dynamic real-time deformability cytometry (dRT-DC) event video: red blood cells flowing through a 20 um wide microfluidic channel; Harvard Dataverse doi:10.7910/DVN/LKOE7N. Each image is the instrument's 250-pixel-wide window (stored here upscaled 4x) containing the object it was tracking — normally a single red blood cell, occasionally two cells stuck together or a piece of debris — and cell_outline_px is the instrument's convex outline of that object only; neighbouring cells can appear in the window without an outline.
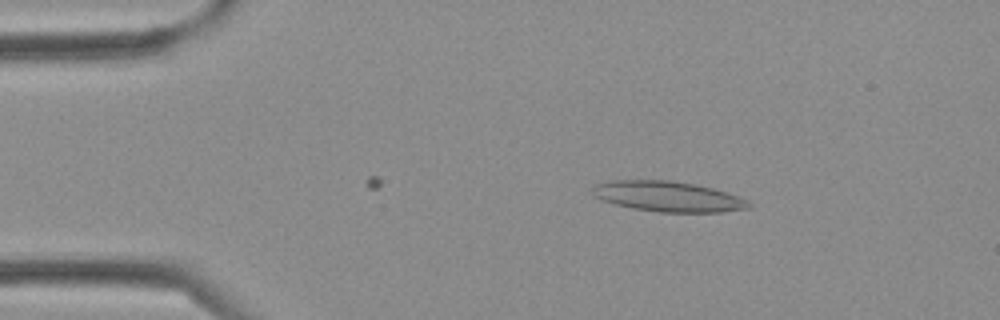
{"species": "Egyptian fruit bat (a non-hibernating species)", "species_latin": "Rousettus aegyptiacus", "temperature_condition": "cold", "stored_images_in_passage": 5, "camera_frame_rate_fps": 3000, "um_per_image_px": 0.085, "frame": {"image": 1, "passage_image": 4, "time_ms": 1.0, "image_size_px": [1000, 320], "cell_outline_px": [[752, 208], [720, 212], [660, 212], [632, 208], [616, 204], [592, 196], [592, 188], [596, 184], [608, 180], [668, 180], [696, 184], [712, 188], [748, 200], [752, 204]], "centroid_in_image_um": [56.77, 16.7], "position_along_channel_um": 28.2, "area_um2": 27.63}}